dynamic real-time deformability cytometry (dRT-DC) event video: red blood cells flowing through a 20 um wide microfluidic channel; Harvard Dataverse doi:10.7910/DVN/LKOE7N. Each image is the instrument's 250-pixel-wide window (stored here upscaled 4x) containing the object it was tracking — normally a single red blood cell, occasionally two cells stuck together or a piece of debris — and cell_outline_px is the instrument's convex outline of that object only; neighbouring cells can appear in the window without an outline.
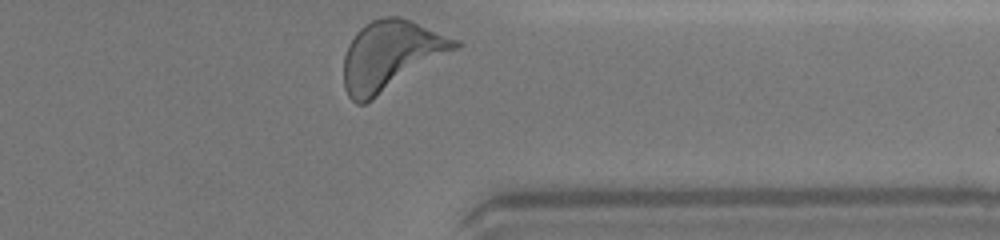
{"species": "human", "species_latin": "Homo sapiens", "temperature_condition": "warm", "stored_images_in_passage": 23, "camera_frame_rate_fps": 3000, "um_per_image_px": 0.085, "donor": {"sex": "female"}, "frame": {"image": 1, "passage_image": 23, "time_ms": 7.333, "image_size_px": [1000, 240], "cell_outline_px": [[464, 44], [372, 100], [364, 104], [356, 104], [348, 96], [344, 88], [344, 56], [348, 44], [356, 32], [364, 24], [372, 20], [384, 16], [400, 16], [412, 20], [460, 40]], "centroid_in_image_um": [33.2, 4.69], "position_along_channel_um": 378.2, "area_um2": 45.08}, "authors_computed_cell_mechanics": {"area_um2": 40.6912, "velocity_mm_per_s": 4.3311, "shape_relaxation_time_tau1_ms": 2.5112, "shape_relaxation_time_tau2_ms": 0.773, "deformation_change_tau1": 0.1372, "deformation_change_tau2": 0.0801}}